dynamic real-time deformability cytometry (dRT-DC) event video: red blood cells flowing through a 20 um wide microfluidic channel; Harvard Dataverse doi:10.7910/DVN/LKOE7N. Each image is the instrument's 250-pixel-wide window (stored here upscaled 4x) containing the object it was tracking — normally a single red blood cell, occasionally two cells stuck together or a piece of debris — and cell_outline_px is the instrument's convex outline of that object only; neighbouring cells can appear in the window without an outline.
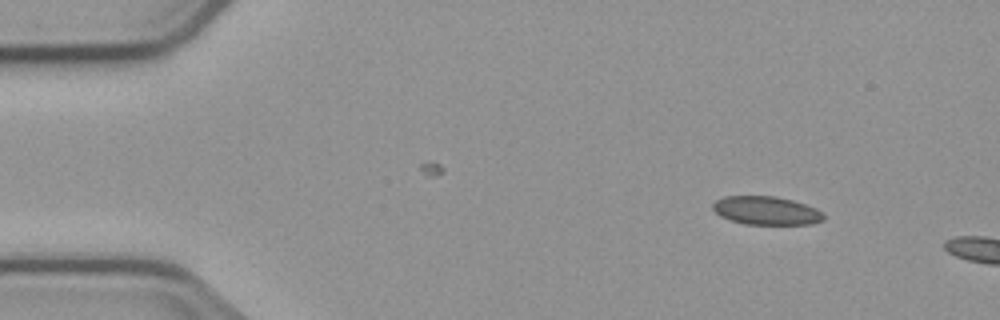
{"species": "common noctule bat (a hibernating species)", "species_latin": "Nyctalus noctula", "temperature_condition": "cold", "stored_images_in_passage": 2, "camera_frame_rate_fps": 3000, "um_per_image_px": 0.085, "animal": {"sex": "male", "body_mass_g": 23.1, "forearm_length_mm": 52.7}, "frame": {"image": 1, "passage_image": 1, "time_ms": 0.0, "image_size_px": [1000, 320], "cell_outline_px": [[824, 220], [812, 224], [744, 224], [720, 216], [712, 208], [712, 204], [716, 200], [724, 196], [776, 196], [792, 200], [816, 208], [824, 216]], "centroid_in_image_um": [65.12, 17.89], "position_along_channel_um": 19.9, "area_um2": 18.26}}